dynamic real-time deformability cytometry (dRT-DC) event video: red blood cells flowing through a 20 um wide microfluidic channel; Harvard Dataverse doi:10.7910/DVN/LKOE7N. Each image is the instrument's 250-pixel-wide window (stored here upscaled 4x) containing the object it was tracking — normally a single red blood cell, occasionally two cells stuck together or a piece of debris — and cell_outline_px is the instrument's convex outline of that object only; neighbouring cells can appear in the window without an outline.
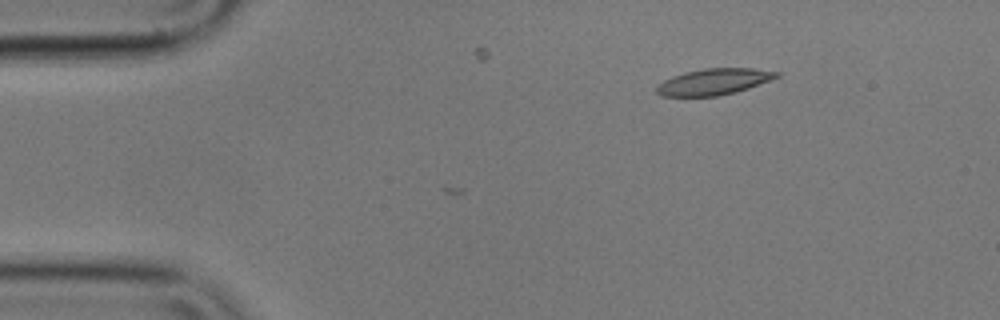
{"species": "common noctule bat (a hibernating species)", "species_latin": "Nyctalus noctula", "temperature_condition": "cold", "stored_images_in_passage": 4, "camera_frame_rate_fps": 3000, "um_per_image_px": 0.085, "animal": {"sex": "male", "body_mass_g": 17.9}, "frame": {"image": 1, "passage_image": 4, "time_ms": 1.0, "image_size_px": [1000, 320], "cell_outline_px": [[784, 72], [780, 76], [772, 80], [736, 92], [716, 96], [660, 96], [656, 92], [656, 88], [664, 80], [672, 76], [684, 72], [704, 68], [752, 68]], "centroid_in_image_um": [60.73, 6.94], "position_along_channel_um": 24.3, "area_um2": 18.5}}